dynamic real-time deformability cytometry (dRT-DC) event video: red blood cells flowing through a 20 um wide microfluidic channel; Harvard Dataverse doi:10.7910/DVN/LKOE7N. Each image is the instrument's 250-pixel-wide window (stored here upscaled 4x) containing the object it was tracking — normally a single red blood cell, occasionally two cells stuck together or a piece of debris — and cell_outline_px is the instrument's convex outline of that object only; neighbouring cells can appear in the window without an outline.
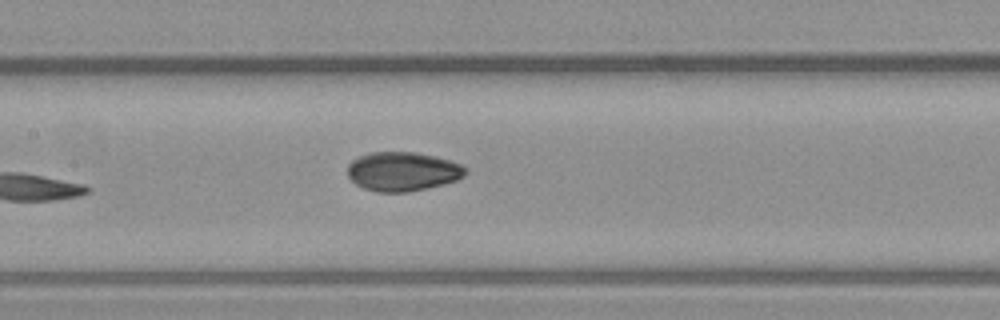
{"species": "common noctule bat (a hibernating species)", "species_latin": "Nyctalus noctula", "temperature_condition": "warm", "stored_images_in_passage": 8, "camera_frame_rate_fps": 3000, "um_per_image_px": 0.085, "animal": {"sex": "male", "body_mass_g": 23.1, "forearm_length_mm": 52.7}, "frame": {"image": 1, "passage_image": 8, "time_ms": 2.333, "image_size_px": [1000, 320], "cell_outline_px": [[468, 172], [464, 176], [456, 180], [444, 184], [408, 192], [376, 192], [364, 188], [356, 184], [348, 176], [348, 164], [352, 160], [368, 152], [416, 152], [436, 156], [452, 160], [464, 164], [468, 168]], "centroid_in_image_um": [34.27, 14.56], "position_along_channel_um": 173.1, "area_um2": 27.22}}